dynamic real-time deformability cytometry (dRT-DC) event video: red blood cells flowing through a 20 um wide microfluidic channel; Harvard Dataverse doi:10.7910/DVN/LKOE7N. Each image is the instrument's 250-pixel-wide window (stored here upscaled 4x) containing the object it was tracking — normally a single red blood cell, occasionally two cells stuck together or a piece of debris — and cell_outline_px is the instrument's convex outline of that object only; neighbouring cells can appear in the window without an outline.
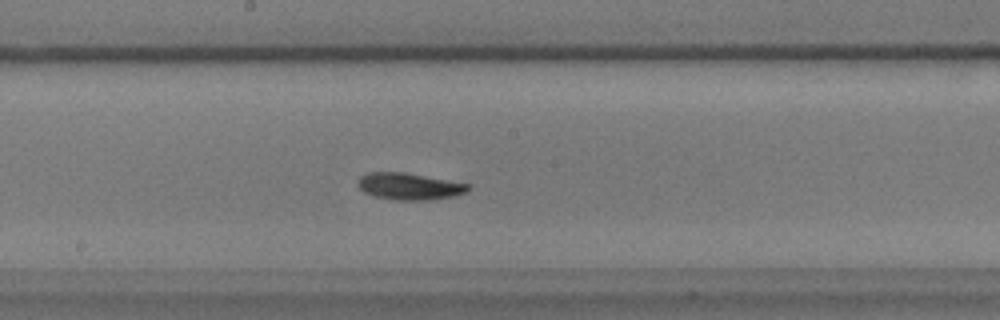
{"species": "common noctule bat (a hibernating species)", "species_latin": "Nyctalus noctula", "temperature_condition": "warm", "stored_images_in_passage": 46, "camera_frame_rate_fps": 3000, "um_per_image_px": 0.085, "animal": {"sex": "male", "body_mass_g": 17.9}, "frame": {"image": 1, "passage_image": 17, "time_ms": 5.333, "image_size_px": [1000, 320], "cell_outline_px": [[472, 188], [468, 192], [452, 196], [432, 200], [392, 200], [376, 196], [364, 192], [356, 184], [360, 176], [368, 172], [404, 172], [472, 184]], "centroid_in_image_um": [34.83, 15.84], "position_along_channel_um": 213.4, "area_um2": 17.46}}
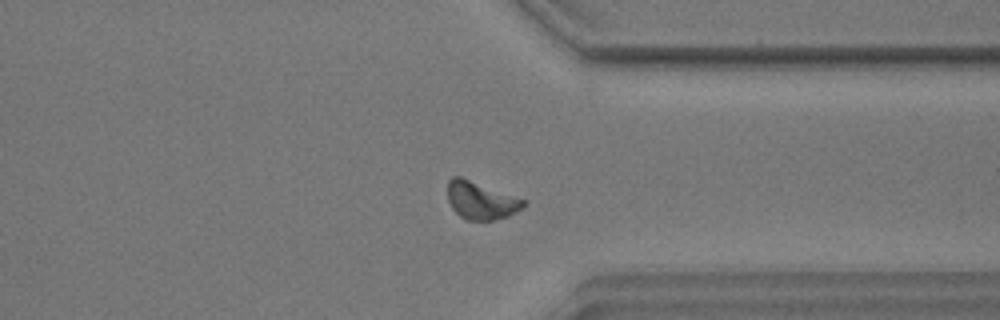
{"frame": {"image": 2, "passage_image": 31, "time_ms": 10.0, "image_size_px": [1000, 320], "cell_outline_px": [[528, 204], [508, 216], [492, 220], [464, 220], [452, 208], [448, 200], [448, 180], [452, 176], [460, 176], [528, 200]], "centroid_in_image_um": [40.9, 17.03], "position_along_channel_um": 370.5, "area_um2": 16.82}, "authors_computed_cell_mechanics": {"area_um2": 16.7331, "velocity_mm_per_s": 3.424, "shape_relaxation_time_tau1_ms": 3.7999, "shape_relaxation_time_tau2_ms": null, "deformation_change_tau1": 0.1139, "deformation_change_tau2": null}}